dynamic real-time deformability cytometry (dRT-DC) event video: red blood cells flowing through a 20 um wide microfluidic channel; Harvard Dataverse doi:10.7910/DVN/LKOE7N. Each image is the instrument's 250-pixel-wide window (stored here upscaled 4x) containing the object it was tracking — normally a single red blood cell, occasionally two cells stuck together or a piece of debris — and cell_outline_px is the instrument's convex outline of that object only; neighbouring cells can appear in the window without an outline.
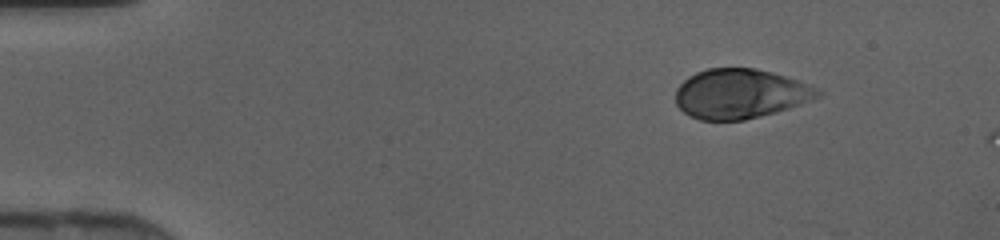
{"species": "human", "species_latin": "Homo sapiens", "temperature_condition": "cold", "stored_images_in_passage": 32, "camera_frame_rate_fps": 3000, "um_per_image_px": 0.085, "donor": {"sex": "female"}, "frame": {"image": 1, "passage_image": 1, "time_ms": 0.0, "image_size_px": [1000, 240], "cell_outline_px": [[824, 92], [820, 96], [812, 100], [776, 112], [744, 120], [700, 120], [684, 112], [676, 104], [676, 88], [688, 76], [696, 72], [708, 68], [756, 68], [784, 76], [820, 88]], "centroid_in_image_um": [62.93, 7.97], "position_along_channel_um": 22.1, "area_um2": 41.04}}
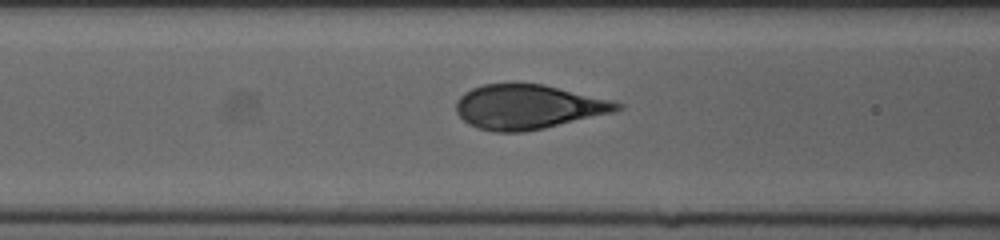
{"frame": {"image": 2, "passage_image": 14, "time_ms": 4.333, "image_size_px": [1000, 240], "cell_outline_px": [[624, 108], [612, 112], [544, 128], [524, 132], [496, 132], [476, 128], [468, 124], [456, 112], [456, 100], [464, 92], [472, 88], [484, 84], [544, 84], [624, 104]], "centroid_in_image_um": [44.83, 9.09], "position_along_channel_um": 121.8, "area_um2": 41.33}}
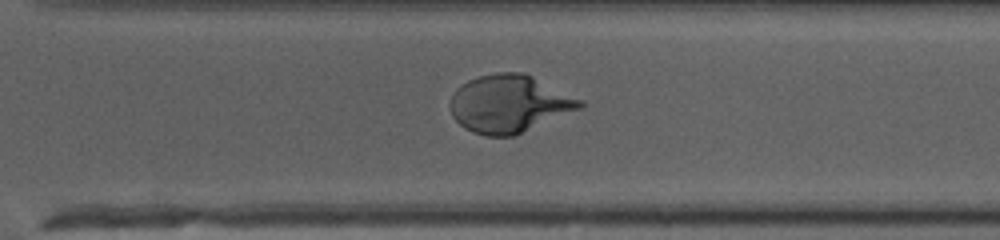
{"frame": {"image": 3, "passage_image": 28, "time_ms": 9.0, "image_size_px": [1000, 240], "cell_outline_px": [[584, 108], [512, 136], [484, 136], [472, 132], [464, 128], [452, 116], [452, 96], [456, 88], [468, 80], [480, 76], [496, 72], [524, 72], [584, 100]], "centroid_in_image_um": [43.33, 8.82], "position_along_channel_um": 327.3, "area_um2": 43.58}}